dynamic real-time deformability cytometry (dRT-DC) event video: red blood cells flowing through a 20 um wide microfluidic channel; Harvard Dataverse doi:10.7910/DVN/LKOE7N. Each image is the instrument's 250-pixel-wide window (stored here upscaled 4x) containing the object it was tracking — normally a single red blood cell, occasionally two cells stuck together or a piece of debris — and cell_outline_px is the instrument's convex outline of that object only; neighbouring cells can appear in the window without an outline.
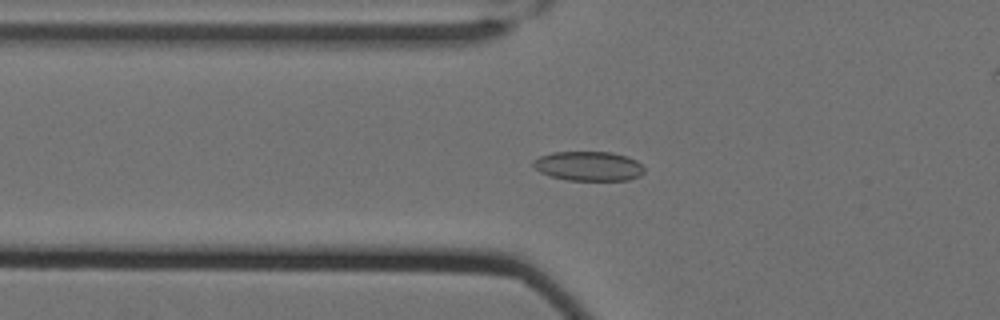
{"species": "Egyptian fruit bat (a non-hibernating species)", "species_latin": "Rousettus aegyptiacus", "temperature_condition": "cold", "stored_images_in_passage": 62, "camera_frame_rate_fps": 3000, "um_per_image_px": 0.085, "animal": {"sex": "female"}, "frame": {"image": 1, "passage_image": 24, "time_ms": 7.667, "image_size_px": [1000, 320], "cell_outline_px": [[644, 172], [640, 176], [628, 180], [568, 180], [552, 176], [540, 172], [532, 164], [532, 160], [540, 156], [552, 152], [612, 152], [628, 156], [636, 160], [644, 168]], "centroid_in_image_um": [50.04, 14.11], "position_along_channel_um": 75.8, "area_um2": 19.07}}
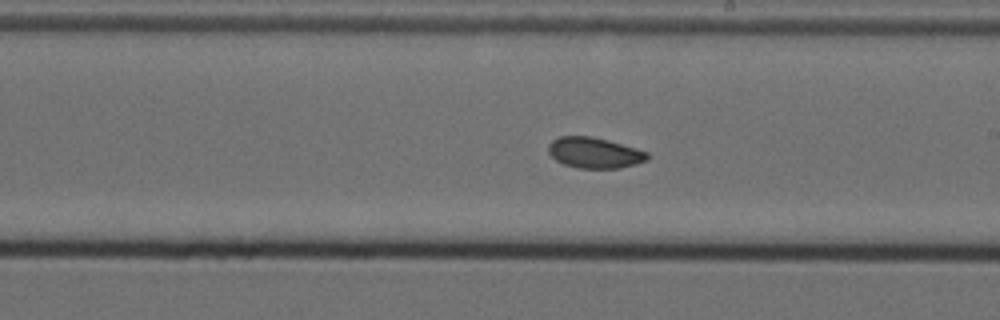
{"frame": {"image": 2, "passage_image": 38, "time_ms": 12.333, "image_size_px": [1000, 320], "cell_outline_px": [[648, 160], [636, 164], [620, 168], [580, 168], [564, 164], [556, 160], [548, 152], [548, 144], [552, 140], [560, 136], [592, 136], [608, 140], [636, 148], [648, 152]], "centroid_in_image_um": [50.53, 12.98], "position_along_channel_um": 238.5, "area_um2": 17.74}}
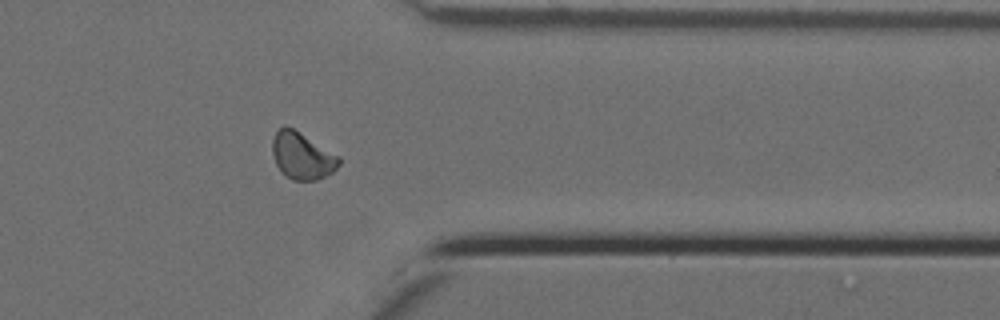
{"frame": {"image": 3, "passage_image": 51, "time_ms": 16.667, "image_size_px": [1000, 320], "cell_outline_px": [[340, 164], [332, 172], [316, 180], [292, 180], [284, 176], [280, 172], [276, 164], [272, 152], [272, 140], [276, 132], [284, 124], [292, 128], [340, 156]], "centroid_in_image_um": [25.65, 13.25], "position_along_channel_um": 385.7, "area_um2": 18.15}, "authors_computed_cell_mechanics": {"area_um2": 18.1781, "velocity_mm_per_s": 3.4847, "shape_relaxation_time_tau1_ms": 8.4229, "shape_relaxation_time_tau2_ms": 4.7006, "deformation_change_tau1": 0.0989, "deformation_change_tau2": 0.084}}